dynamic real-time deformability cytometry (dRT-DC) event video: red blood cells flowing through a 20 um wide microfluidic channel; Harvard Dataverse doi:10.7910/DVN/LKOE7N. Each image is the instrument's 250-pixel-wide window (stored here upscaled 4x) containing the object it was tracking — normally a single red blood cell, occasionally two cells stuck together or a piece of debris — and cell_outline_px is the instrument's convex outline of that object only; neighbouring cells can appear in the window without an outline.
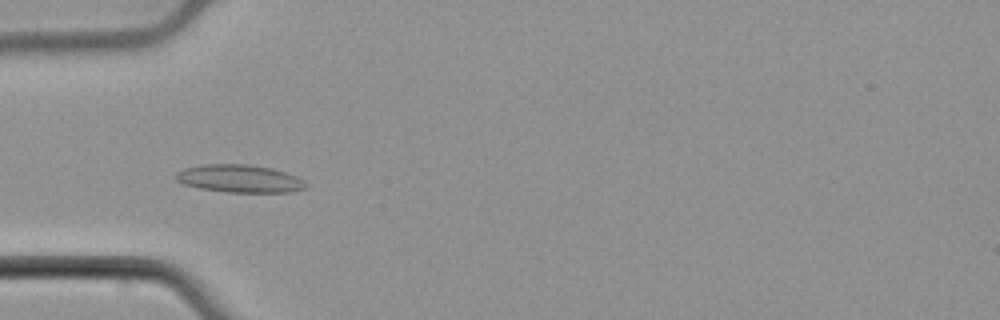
{"species": "common noctule bat (a hibernating species)", "species_latin": "Nyctalus noctula", "temperature_condition": "cold", "stored_images_in_passage": 56, "camera_frame_rate_fps": 3000, "um_per_image_px": 0.085, "animal": {"sex": "male", "body_mass_g": 21.5, "forearm_length_mm": 52.0}, "frame": {"image": 1, "passage_image": 19, "time_ms": 6.0, "image_size_px": [1000, 320], "cell_outline_px": [[308, 188], [288, 192], [228, 192], [200, 188], [184, 184], [176, 180], [176, 172], [184, 168], [200, 164], [248, 164], [272, 168], [296, 176], [304, 180], [308, 184]], "centroid_in_image_um": [20.38, 15.18], "position_along_channel_um": 64.6, "area_um2": 21.1}}
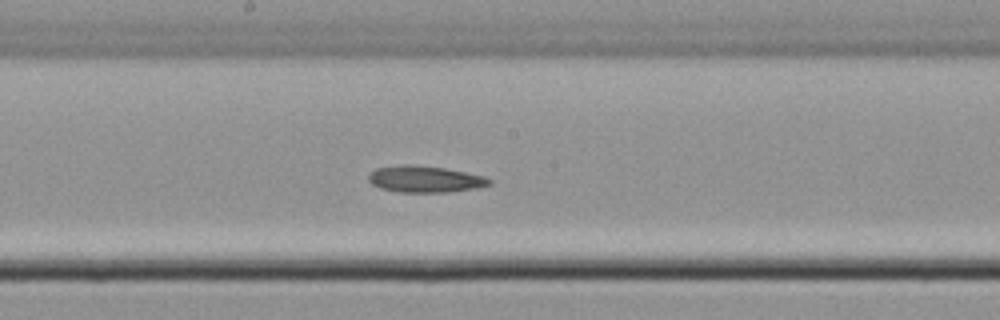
{"frame": {"image": 2, "passage_image": 31, "time_ms": 10.0, "image_size_px": [1000, 320], "cell_outline_px": [[492, 184], [476, 188], [448, 192], [400, 192], [380, 188], [372, 184], [368, 180], [368, 172], [376, 168], [404, 164], [412, 164], [444, 168], [484, 176], [492, 180]], "centroid_in_image_um": [36.09, 15.22], "position_along_channel_um": 212.1, "area_um2": 18.73}}
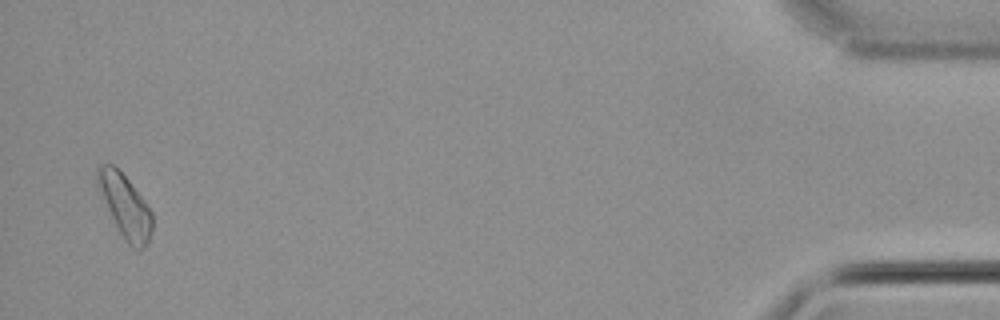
{"frame": {"image": 3, "passage_image": 55, "time_ms": 18.0, "image_size_px": [1000, 320], "cell_outline_px": [[152, 232], [148, 244], [144, 248], [136, 252], [128, 244], [120, 232], [96, 184], [96, 168], [100, 164], [112, 164], [128, 180], [152, 212]], "centroid_in_image_um": [10.64, 17.55], "position_along_channel_um": 424.6, "area_um2": 19.71}}